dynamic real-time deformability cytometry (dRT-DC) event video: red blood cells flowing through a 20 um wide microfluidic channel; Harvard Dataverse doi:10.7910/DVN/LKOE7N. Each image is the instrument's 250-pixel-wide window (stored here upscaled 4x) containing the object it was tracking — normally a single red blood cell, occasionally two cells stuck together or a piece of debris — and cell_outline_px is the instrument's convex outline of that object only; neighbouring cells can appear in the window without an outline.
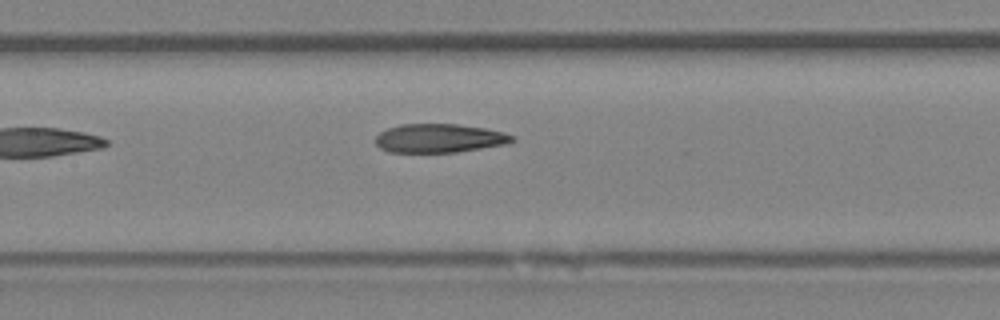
{"species": "Egyptian fruit bat (a non-hibernating species)", "species_latin": "Rousettus aegyptiacus", "temperature_condition": "room temperature", "stored_images_in_passage": 7, "camera_frame_rate_fps": 3000, "um_per_image_px": 0.085, "animal": {"sex": "female"}, "frame": {"image": 1, "passage_image": 7, "time_ms": 7.0, "image_size_px": [1000, 320], "cell_outline_px": [[516, 140], [504, 144], [456, 152], [388, 152], [380, 148], [376, 144], [376, 136], [380, 132], [388, 128], [400, 124], [456, 124], [484, 128], [504, 132], [516, 136]], "centroid_in_image_um": [37.34, 11.75], "position_along_channel_um": 170.1, "area_um2": 22.83}}